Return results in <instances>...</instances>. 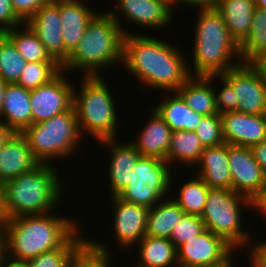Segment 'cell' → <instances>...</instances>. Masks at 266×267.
I'll return each mask as SVG.
<instances>
[{"mask_svg": "<svg viewBox=\"0 0 266 267\" xmlns=\"http://www.w3.org/2000/svg\"><path fill=\"white\" fill-rule=\"evenodd\" d=\"M184 55L167 41L137 33L124 35L122 65L140 85L177 91L192 76Z\"/></svg>", "mask_w": 266, "mask_h": 267, "instance_id": "6da1fadb", "label": "cell"}, {"mask_svg": "<svg viewBox=\"0 0 266 267\" xmlns=\"http://www.w3.org/2000/svg\"><path fill=\"white\" fill-rule=\"evenodd\" d=\"M53 213L5 219L2 225L8 256L30 260L60 248L80 228L73 217L69 219Z\"/></svg>", "mask_w": 266, "mask_h": 267, "instance_id": "7a4b0ae2", "label": "cell"}, {"mask_svg": "<svg viewBox=\"0 0 266 267\" xmlns=\"http://www.w3.org/2000/svg\"><path fill=\"white\" fill-rule=\"evenodd\" d=\"M56 170L53 164L41 163L33 171L20 174L3 184L1 198L4 219L53 212L58 207L57 203L60 204L63 193L60 173Z\"/></svg>", "mask_w": 266, "mask_h": 267, "instance_id": "3957f363", "label": "cell"}, {"mask_svg": "<svg viewBox=\"0 0 266 267\" xmlns=\"http://www.w3.org/2000/svg\"><path fill=\"white\" fill-rule=\"evenodd\" d=\"M124 33L107 12L98 13L88 24L84 36L69 54L61 70H83L82 76H101V70L123 63Z\"/></svg>", "mask_w": 266, "mask_h": 267, "instance_id": "277c9868", "label": "cell"}, {"mask_svg": "<svg viewBox=\"0 0 266 267\" xmlns=\"http://www.w3.org/2000/svg\"><path fill=\"white\" fill-rule=\"evenodd\" d=\"M195 26L193 75H220L243 63L239 45L230 36L222 15L216 9H199ZM233 57L239 61L233 62Z\"/></svg>", "mask_w": 266, "mask_h": 267, "instance_id": "5b68a950", "label": "cell"}, {"mask_svg": "<svg viewBox=\"0 0 266 267\" xmlns=\"http://www.w3.org/2000/svg\"><path fill=\"white\" fill-rule=\"evenodd\" d=\"M102 76H82L80 90L73 89V107L80 133L86 131L97 141L118 138L115 101Z\"/></svg>", "mask_w": 266, "mask_h": 267, "instance_id": "8992f818", "label": "cell"}, {"mask_svg": "<svg viewBox=\"0 0 266 267\" xmlns=\"http://www.w3.org/2000/svg\"><path fill=\"white\" fill-rule=\"evenodd\" d=\"M21 134L34 156L47 164H51L52 160L74 156L80 138L83 139L73 106L53 118L30 125Z\"/></svg>", "mask_w": 266, "mask_h": 267, "instance_id": "52a82bcc", "label": "cell"}, {"mask_svg": "<svg viewBox=\"0 0 266 267\" xmlns=\"http://www.w3.org/2000/svg\"><path fill=\"white\" fill-rule=\"evenodd\" d=\"M242 206L251 208L252 200L231 189L210 188L201 215L205 228L223 238L235 250L245 245L248 247L252 240L251 234L242 230Z\"/></svg>", "mask_w": 266, "mask_h": 267, "instance_id": "ba28073f", "label": "cell"}, {"mask_svg": "<svg viewBox=\"0 0 266 267\" xmlns=\"http://www.w3.org/2000/svg\"><path fill=\"white\" fill-rule=\"evenodd\" d=\"M220 76L232 87L239 113L264 115L266 83L249 63H241Z\"/></svg>", "mask_w": 266, "mask_h": 267, "instance_id": "9c48e42d", "label": "cell"}, {"mask_svg": "<svg viewBox=\"0 0 266 267\" xmlns=\"http://www.w3.org/2000/svg\"><path fill=\"white\" fill-rule=\"evenodd\" d=\"M236 251L223 238L205 229L177 249L179 267H214L227 262Z\"/></svg>", "mask_w": 266, "mask_h": 267, "instance_id": "30bf717a", "label": "cell"}, {"mask_svg": "<svg viewBox=\"0 0 266 267\" xmlns=\"http://www.w3.org/2000/svg\"><path fill=\"white\" fill-rule=\"evenodd\" d=\"M65 75L61 70L48 83L30 91L32 124L53 118L73 106V84Z\"/></svg>", "mask_w": 266, "mask_h": 267, "instance_id": "8fae6325", "label": "cell"}, {"mask_svg": "<svg viewBox=\"0 0 266 267\" xmlns=\"http://www.w3.org/2000/svg\"><path fill=\"white\" fill-rule=\"evenodd\" d=\"M117 9L108 13L118 22L124 35L130 34L124 30L120 16L136 26L159 29L169 25L174 18L171 0H117ZM118 11V12H117ZM120 14V15H119ZM119 15V17H118Z\"/></svg>", "mask_w": 266, "mask_h": 267, "instance_id": "7c38bea8", "label": "cell"}, {"mask_svg": "<svg viewBox=\"0 0 266 267\" xmlns=\"http://www.w3.org/2000/svg\"><path fill=\"white\" fill-rule=\"evenodd\" d=\"M228 160L232 190L252 200L266 185V175L250 147L228 144Z\"/></svg>", "mask_w": 266, "mask_h": 267, "instance_id": "4fadbf2b", "label": "cell"}, {"mask_svg": "<svg viewBox=\"0 0 266 267\" xmlns=\"http://www.w3.org/2000/svg\"><path fill=\"white\" fill-rule=\"evenodd\" d=\"M26 24L37 35L49 55L62 66L70 53L64 48L62 39L59 0H48Z\"/></svg>", "mask_w": 266, "mask_h": 267, "instance_id": "5bb4252c", "label": "cell"}, {"mask_svg": "<svg viewBox=\"0 0 266 267\" xmlns=\"http://www.w3.org/2000/svg\"><path fill=\"white\" fill-rule=\"evenodd\" d=\"M114 210L113 230L116 245L130 250L146 235L150 209L130 203L118 196H112Z\"/></svg>", "mask_w": 266, "mask_h": 267, "instance_id": "9a60e30c", "label": "cell"}, {"mask_svg": "<svg viewBox=\"0 0 266 267\" xmlns=\"http://www.w3.org/2000/svg\"><path fill=\"white\" fill-rule=\"evenodd\" d=\"M222 134L225 143L251 147L266 140V122L263 115L239 112L221 114Z\"/></svg>", "mask_w": 266, "mask_h": 267, "instance_id": "2e32d148", "label": "cell"}, {"mask_svg": "<svg viewBox=\"0 0 266 267\" xmlns=\"http://www.w3.org/2000/svg\"><path fill=\"white\" fill-rule=\"evenodd\" d=\"M110 149L109 155V183L111 196H118L124 188L131 182L132 169L135 167L141 154L134 145L127 142L118 143L116 138L99 141V144Z\"/></svg>", "mask_w": 266, "mask_h": 267, "instance_id": "e0dca14e", "label": "cell"}, {"mask_svg": "<svg viewBox=\"0 0 266 267\" xmlns=\"http://www.w3.org/2000/svg\"><path fill=\"white\" fill-rule=\"evenodd\" d=\"M40 164L26 138L21 133H13L0 149V186L20 174L33 171Z\"/></svg>", "mask_w": 266, "mask_h": 267, "instance_id": "ac0fdd59", "label": "cell"}, {"mask_svg": "<svg viewBox=\"0 0 266 267\" xmlns=\"http://www.w3.org/2000/svg\"><path fill=\"white\" fill-rule=\"evenodd\" d=\"M80 0H59L64 48L71 53L84 36L91 20L98 14ZM85 4V5H84Z\"/></svg>", "mask_w": 266, "mask_h": 267, "instance_id": "d6986e66", "label": "cell"}, {"mask_svg": "<svg viewBox=\"0 0 266 267\" xmlns=\"http://www.w3.org/2000/svg\"><path fill=\"white\" fill-rule=\"evenodd\" d=\"M151 113V114H150ZM172 130L154 108L149 112V120L136 140L130 141L141 156L165 160L170 147Z\"/></svg>", "mask_w": 266, "mask_h": 267, "instance_id": "ffe728a7", "label": "cell"}, {"mask_svg": "<svg viewBox=\"0 0 266 267\" xmlns=\"http://www.w3.org/2000/svg\"><path fill=\"white\" fill-rule=\"evenodd\" d=\"M197 165L200 168L196 175L210 188L232 190L227 143L214 147H205Z\"/></svg>", "mask_w": 266, "mask_h": 267, "instance_id": "44dd1931", "label": "cell"}, {"mask_svg": "<svg viewBox=\"0 0 266 267\" xmlns=\"http://www.w3.org/2000/svg\"><path fill=\"white\" fill-rule=\"evenodd\" d=\"M0 120L14 133H22L32 125L30 91L17 84H7Z\"/></svg>", "mask_w": 266, "mask_h": 267, "instance_id": "7402d4cb", "label": "cell"}, {"mask_svg": "<svg viewBox=\"0 0 266 267\" xmlns=\"http://www.w3.org/2000/svg\"><path fill=\"white\" fill-rule=\"evenodd\" d=\"M214 79L216 75L191 76L176 92L194 112L204 116L217 114L215 100L217 90L212 86Z\"/></svg>", "mask_w": 266, "mask_h": 267, "instance_id": "603a6c76", "label": "cell"}, {"mask_svg": "<svg viewBox=\"0 0 266 267\" xmlns=\"http://www.w3.org/2000/svg\"><path fill=\"white\" fill-rule=\"evenodd\" d=\"M254 0H221L215 8L223 17L230 36L240 45L251 31Z\"/></svg>", "mask_w": 266, "mask_h": 267, "instance_id": "cb8c5ba5", "label": "cell"}, {"mask_svg": "<svg viewBox=\"0 0 266 267\" xmlns=\"http://www.w3.org/2000/svg\"><path fill=\"white\" fill-rule=\"evenodd\" d=\"M169 167L170 165L165 160L155 157L140 156L135 167L132 169L130 183H146L164 199V197L167 196L166 193L168 190L171 189V181H173Z\"/></svg>", "mask_w": 266, "mask_h": 267, "instance_id": "d4e9b609", "label": "cell"}, {"mask_svg": "<svg viewBox=\"0 0 266 267\" xmlns=\"http://www.w3.org/2000/svg\"><path fill=\"white\" fill-rule=\"evenodd\" d=\"M173 93L153 108L172 131H195L204 115L194 112L176 91Z\"/></svg>", "mask_w": 266, "mask_h": 267, "instance_id": "484cf974", "label": "cell"}, {"mask_svg": "<svg viewBox=\"0 0 266 267\" xmlns=\"http://www.w3.org/2000/svg\"><path fill=\"white\" fill-rule=\"evenodd\" d=\"M137 245L141 257L135 267H179L177 249L170 239L145 235Z\"/></svg>", "mask_w": 266, "mask_h": 267, "instance_id": "4316f807", "label": "cell"}, {"mask_svg": "<svg viewBox=\"0 0 266 267\" xmlns=\"http://www.w3.org/2000/svg\"><path fill=\"white\" fill-rule=\"evenodd\" d=\"M160 201L150 208L146 235L170 239L174 226L185 212L172 198Z\"/></svg>", "mask_w": 266, "mask_h": 267, "instance_id": "83f0119b", "label": "cell"}, {"mask_svg": "<svg viewBox=\"0 0 266 267\" xmlns=\"http://www.w3.org/2000/svg\"><path fill=\"white\" fill-rule=\"evenodd\" d=\"M204 147L195 131H173L165 161L171 165L174 162L196 166Z\"/></svg>", "mask_w": 266, "mask_h": 267, "instance_id": "f1b7e54d", "label": "cell"}, {"mask_svg": "<svg viewBox=\"0 0 266 267\" xmlns=\"http://www.w3.org/2000/svg\"><path fill=\"white\" fill-rule=\"evenodd\" d=\"M18 27L21 26L13 27L4 34L14 43L24 60L27 62L55 61L26 23H23V29Z\"/></svg>", "mask_w": 266, "mask_h": 267, "instance_id": "f546056e", "label": "cell"}, {"mask_svg": "<svg viewBox=\"0 0 266 267\" xmlns=\"http://www.w3.org/2000/svg\"><path fill=\"white\" fill-rule=\"evenodd\" d=\"M78 229L60 248L44 252L28 260V267H66L77 251L88 241Z\"/></svg>", "mask_w": 266, "mask_h": 267, "instance_id": "4dcf8cb0", "label": "cell"}, {"mask_svg": "<svg viewBox=\"0 0 266 267\" xmlns=\"http://www.w3.org/2000/svg\"><path fill=\"white\" fill-rule=\"evenodd\" d=\"M243 63H250L256 56L266 52V11L255 8L251 31L239 45Z\"/></svg>", "mask_w": 266, "mask_h": 267, "instance_id": "1f68e13d", "label": "cell"}, {"mask_svg": "<svg viewBox=\"0 0 266 267\" xmlns=\"http://www.w3.org/2000/svg\"><path fill=\"white\" fill-rule=\"evenodd\" d=\"M187 180L179 189V197H172L185 214L200 216L203 213L210 187L198 176Z\"/></svg>", "mask_w": 266, "mask_h": 267, "instance_id": "d6a6232c", "label": "cell"}, {"mask_svg": "<svg viewBox=\"0 0 266 267\" xmlns=\"http://www.w3.org/2000/svg\"><path fill=\"white\" fill-rule=\"evenodd\" d=\"M27 61L14 43L3 33L0 35V78L8 84H16Z\"/></svg>", "mask_w": 266, "mask_h": 267, "instance_id": "836d02e7", "label": "cell"}, {"mask_svg": "<svg viewBox=\"0 0 266 267\" xmlns=\"http://www.w3.org/2000/svg\"><path fill=\"white\" fill-rule=\"evenodd\" d=\"M60 71L61 65L56 61L27 62L16 84L31 91L48 83Z\"/></svg>", "mask_w": 266, "mask_h": 267, "instance_id": "e575fe53", "label": "cell"}, {"mask_svg": "<svg viewBox=\"0 0 266 267\" xmlns=\"http://www.w3.org/2000/svg\"><path fill=\"white\" fill-rule=\"evenodd\" d=\"M105 242L88 241L75 254V267H111V255Z\"/></svg>", "mask_w": 266, "mask_h": 267, "instance_id": "d590c367", "label": "cell"}, {"mask_svg": "<svg viewBox=\"0 0 266 267\" xmlns=\"http://www.w3.org/2000/svg\"><path fill=\"white\" fill-rule=\"evenodd\" d=\"M205 229V224L200 216L184 214L174 226L170 240L178 249L182 244L201 234Z\"/></svg>", "mask_w": 266, "mask_h": 267, "instance_id": "8d00e7d4", "label": "cell"}, {"mask_svg": "<svg viewBox=\"0 0 266 267\" xmlns=\"http://www.w3.org/2000/svg\"><path fill=\"white\" fill-rule=\"evenodd\" d=\"M195 133L203 147H214L225 143L222 134V122L220 114L204 116Z\"/></svg>", "mask_w": 266, "mask_h": 267, "instance_id": "74e56055", "label": "cell"}, {"mask_svg": "<svg viewBox=\"0 0 266 267\" xmlns=\"http://www.w3.org/2000/svg\"><path fill=\"white\" fill-rule=\"evenodd\" d=\"M123 200L135 203L145 208L154 207L162 198L151 189L146 183L132 184L129 183L124 190L118 195Z\"/></svg>", "mask_w": 266, "mask_h": 267, "instance_id": "f35d334b", "label": "cell"}, {"mask_svg": "<svg viewBox=\"0 0 266 267\" xmlns=\"http://www.w3.org/2000/svg\"><path fill=\"white\" fill-rule=\"evenodd\" d=\"M216 78L222 83V90L219 93L215 92L216 113L221 115L226 112H238L239 102L235 99L232 87L220 75H216Z\"/></svg>", "mask_w": 266, "mask_h": 267, "instance_id": "ab89813d", "label": "cell"}, {"mask_svg": "<svg viewBox=\"0 0 266 267\" xmlns=\"http://www.w3.org/2000/svg\"><path fill=\"white\" fill-rule=\"evenodd\" d=\"M48 0H11L16 16L26 23Z\"/></svg>", "mask_w": 266, "mask_h": 267, "instance_id": "60d3db41", "label": "cell"}, {"mask_svg": "<svg viewBox=\"0 0 266 267\" xmlns=\"http://www.w3.org/2000/svg\"><path fill=\"white\" fill-rule=\"evenodd\" d=\"M22 24L23 22L13 11L11 0H0V33L3 34Z\"/></svg>", "mask_w": 266, "mask_h": 267, "instance_id": "b9f144b4", "label": "cell"}, {"mask_svg": "<svg viewBox=\"0 0 266 267\" xmlns=\"http://www.w3.org/2000/svg\"><path fill=\"white\" fill-rule=\"evenodd\" d=\"M248 247L250 263L254 267H266V241L262 243L253 242L252 244L250 243Z\"/></svg>", "mask_w": 266, "mask_h": 267, "instance_id": "7bdbcfd3", "label": "cell"}, {"mask_svg": "<svg viewBox=\"0 0 266 267\" xmlns=\"http://www.w3.org/2000/svg\"><path fill=\"white\" fill-rule=\"evenodd\" d=\"M220 1L221 0H171V7L173 9V4L175 6L177 3H185L186 6L193 9H215Z\"/></svg>", "mask_w": 266, "mask_h": 267, "instance_id": "ee69618b", "label": "cell"}, {"mask_svg": "<svg viewBox=\"0 0 266 267\" xmlns=\"http://www.w3.org/2000/svg\"><path fill=\"white\" fill-rule=\"evenodd\" d=\"M254 159L259 163L266 175V140L250 147Z\"/></svg>", "mask_w": 266, "mask_h": 267, "instance_id": "f6af8a7d", "label": "cell"}, {"mask_svg": "<svg viewBox=\"0 0 266 267\" xmlns=\"http://www.w3.org/2000/svg\"><path fill=\"white\" fill-rule=\"evenodd\" d=\"M249 64L258 72L262 80L266 83V52L256 56Z\"/></svg>", "mask_w": 266, "mask_h": 267, "instance_id": "bcb514c9", "label": "cell"}, {"mask_svg": "<svg viewBox=\"0 0 266 267\" xmlns=\"http://www.w3.org/2000/svg\"><path fill=\"white\" fill-rule=\"evenodd\" d=\"M252 207L256 209V211H260V213L264 215V218L266 217V185L252 199Z\"/></svg>", "mask_w": 266, "mask_h": 267, "instance_id": "7dc6e473", "label": "cell"}, {"mask_svg": "<svg viewBox=\"0 0 266 267\" xmlns=\"http://www.w3.org/2000/svg\"><path fill=\"white\" fill-rule=\"evenodd\" d=\"M9 258H11V257L10 256L8 257V254L5 253L3 256L2 262H1V265L3 267H28V260L19 259V258H15V257H12L9 260Z\"/></svg>", "mask_w": 266, "mask_h": 267, "instance_id": "c3c4849f", "label": "cell"}, {"mask_svg": "<svg viewBox=\"0 0 266 267\" xmlns=\"http://www.w3.org/2000/svg\"><path fill=\"white\" fill-rule=\"evenodd\" d=\"M13 133L14 132L3 121L0 120V149Z\"/></svg>", "mask_w": 266, "mask_h": 267, "instance_id": "681fc988", "label": "cell"}, {"mask_svg": "<svg viewBox=\"0 0 266 267\" xmlns=\"http://www.w3.org/2000/svg\"><path fill=\"white\" fill-rule=\"evenodd\" d=\"M5 253H6L5 231L3 225L0 224V264L2 262Z\"/></svg>", "mask_w": 266, "mask_h": 267, "instance_id": "f907efd6", "label": "cell"}, {"mask_svg": "<svg viewBox=\"0 0 266 267\" xmlns=\"http://www.w3.org/2000/svg\"><path fill=\"white\" fill-rule=\"evenodd\" d=\"M7 84L3 79L0 78V114L2 111V106L5 98V90L7 87Z\"/></svg>", "mask_w": 266, "mask_h": 267, "instance_id": "816d5d0a", "label": "cell"}, {"mask_svg": "<svg viewBox=\"0 0 266 267\" xmlns=\"http://www.w3.org/2000/svg\"><path fill=\"white\" fill-rule=\"evenodd\" d=\"M256 8L263 9L266 11V0H254Z\"/></svg>", "mask_w": 266, "mask_h": 267, "instance_id": "f5cc1de1", "label": "cell"}, {"mask_svg": "<svg viewBox=\"0 0 266 267\" xmlns=\"http://www.w3.org/2000/svg\"><path fill=\"white\" fill-rule=\"evenodd\" d=\"M3 211H2V198H1V186H0V224L4 221Z\"/></svg>", "mask_w": 266, "mask_h": 267, "instance_id": "db71d44e", "label": "cell"}, {"mask_svg": "<svg viewBox=\"0 0 266 267\" xmlns=\"http://www.w3.org/2000/svg\"><path fill=\"white\" fill-rule=\"evenodd\" d=\"M66 267H75V255H74L72 261Z\"/></svg>", "mask_w": 266, "mask_h": 267, "instance_id": "11a10c76", "label": "cell"}, {"mask_svg": "<svg viewBox=\"0 0 266 267\" xmlns=\"http://www.w3.org/2000/svg\"><path fill=\"white\" fill-rule=\"evenodd\" d=\"M214 267H229V260L223 264H220V265L214 266Z\"/></svg>", "mask_w": 266, "mask_h": 267, "instance_id": "9f6ffc18", "label": "cell"}, {"mask_svg": "<svg viewBox=\"0 0 266 267\" xmlns=\"http://www.w3.org/2000/svg\"><path fill=\"white\" fill-rule=\"evenodd\" d=\"M231 259H233V258H230V259H229V267H235V266H234V262H232ZM249 264L251 265V267H254L251 263H249Z\"/></svg>", "mask_w": 266, "mask_h": 267, "instance_id": "6f0895ef", "label": "cell"}, {"mask_svg": "<svg viewBox=\"0 0 266 267\" xmlns=\"http://www.w3.org/2000/svg\"><path fill=\"white\" fill-rule=\"evenodd\" d=\"M263 116H264V119H265V122H266V111H265V113H264V115H263Z\"/></svg>", "mask_w": 266, "mask_h": 267, "instance_id": "680465c9", "label": "cell"}]
</instances>
